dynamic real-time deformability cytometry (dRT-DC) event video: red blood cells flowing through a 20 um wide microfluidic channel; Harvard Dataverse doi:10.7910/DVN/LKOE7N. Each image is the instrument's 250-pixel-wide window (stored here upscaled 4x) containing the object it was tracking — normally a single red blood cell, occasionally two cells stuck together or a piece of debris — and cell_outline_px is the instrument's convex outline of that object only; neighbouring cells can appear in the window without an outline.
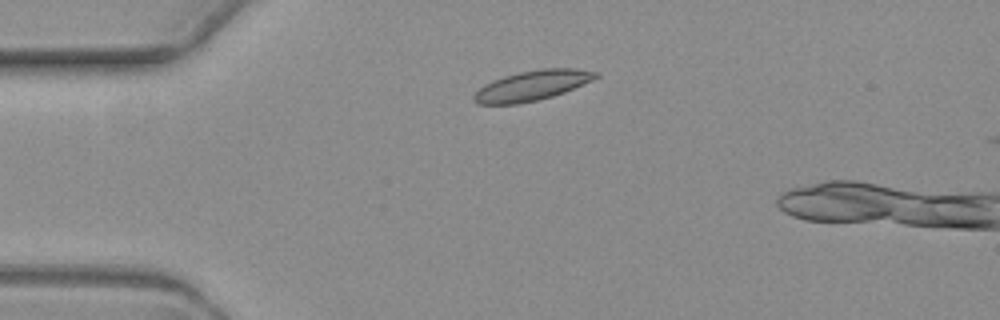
{"species": "common noctule bat (a hibernating species)", "species_latin": "Nyctalus noctula", "temperature_condition": "warm", "stored_images_in_passage": 2, "camera_frame_rate_fps": 3000, "um_per_image_px": 0.085, "animal": {"sex": "female", "body_mass_g": 19.3, "forearm_length_mm": 54.1}, "frame": {"image": 1, "passage_image": 1, "time_ms": 0.0, "image_size_px": [1000, 320], "cell_outline_px": [[600, 76], [592, 80], [564, 92], [552, 96], [536, 100], [516, 104], [476, 104], [472, 100], [472, 96], [484, 84], [492, 80], [504, 76], [520, 72], [544, 68], [576, 68], [600, 72]], "centroid_in_image_um": [45.22, 7.26], "position_along_channel_um": 39.8, "area_um2": 21.27}}